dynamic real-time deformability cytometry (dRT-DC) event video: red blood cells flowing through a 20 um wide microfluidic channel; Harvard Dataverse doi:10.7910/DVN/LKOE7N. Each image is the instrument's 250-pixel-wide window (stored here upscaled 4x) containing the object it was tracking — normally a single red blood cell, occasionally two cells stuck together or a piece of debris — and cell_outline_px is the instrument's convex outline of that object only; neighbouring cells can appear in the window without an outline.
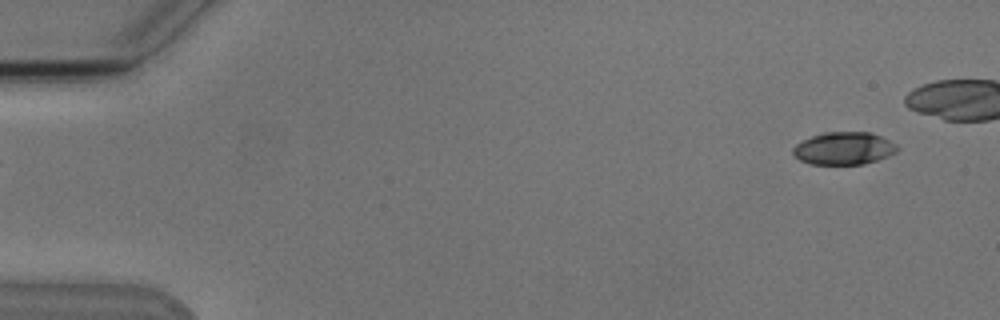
{"species": "Egyptian fruit bat (a non-hibernating species)", "species_latin": "Rousettus aegyptiacus", "temperature_condition": "cold", "stored_images_in_passage": 2, "camera_frame_rate_fps": 3000, "um_per_image_px": 0.085, "animal": {"sex": "male"}, "frame": {"image": 1, "passage_image": 2, "time_ms": 1.333, "image_size_px": [1000, 320], "cell_outline_px": [[900, 148], [896, 152], [888, 156], [864, 164], [812, 164], [800, 160], [792, 156], [792, 148], [796, 144], [812, 136], [824, 132], [868, 132], [880, 136], [896, 144]], "centroid_in_image_um": [71.71, 12.61], "position_along_channel_um": 13.3, "area_um2": 19.77}}